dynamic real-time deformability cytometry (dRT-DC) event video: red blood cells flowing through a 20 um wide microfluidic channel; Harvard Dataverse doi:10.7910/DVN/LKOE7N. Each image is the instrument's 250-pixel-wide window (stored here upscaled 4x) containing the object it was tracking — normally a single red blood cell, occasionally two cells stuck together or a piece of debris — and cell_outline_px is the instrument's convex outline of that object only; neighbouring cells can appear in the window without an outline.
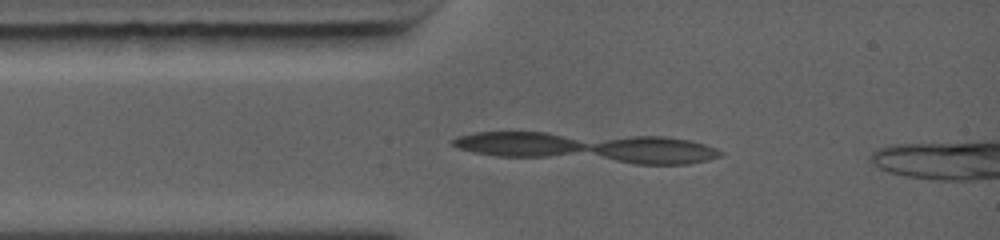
{"species": "common noctule bat (a hibernating species)", "species_latin": "Nyctalus noctula", "temperature_condition": "warm", "stored_images_in_passage": 50, "camera_frame_rate_fps": 5000, "um_per_image_px": 0.085, "animal": {"sex": "female", "body_mass_g": 19.0, "forearm_length_mm": 56.7}, "frame": {"image": 1, "passage_image": 1, "time_ms": 0.0, "image_size_px": [1000, 240], "cell_outline_px": [[708, 148], [696, 160], [668, 164], [648, 164], [628, 160], [612, 156], [600, 152], [596, 148], [604, 144], [616, 140], [684, 140]], "centroid_in_image_um": [55.56, 12.83], "position_along_channel_um": 29.4, "area_um2": 14.68}}
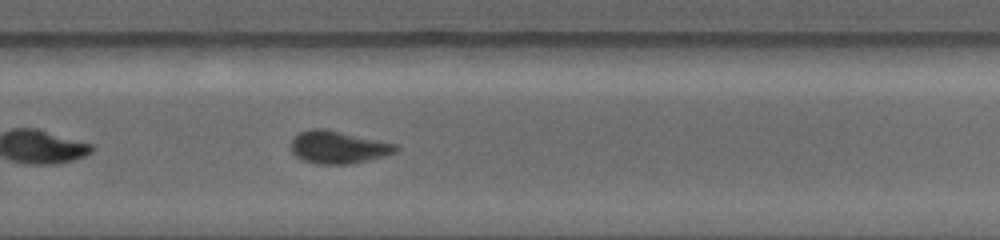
{"frame": {"image": 2, "passage_image": 43, "time_ms": 6.4, "image_size_px": [1000, 240], "cell_outline_px": [[396, 148], [392, 152], [380, 156], [364, 160], [344, 164], [320, 164], [308, 160], [300, 156], [292, 148], [292, 140], [300, 132], [308, 128], [324, 128], [392, 144]], "centroid_in_image_um": [28.66, 12.48], "position_along_channel_um": 301.1, "area_um2": 18.55}}
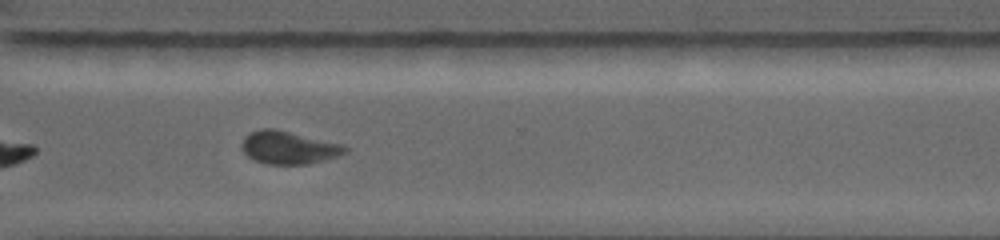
{"frame": {"image": 3, "passage_image": 49, "time_ms": 7.4, "image_size_px": [1000, 240], "cell_outline_px": [[348, 148], [344, 152], [308, 164], [268, 164], [256, 160], [248, 156], [244, 152], [244, 140], [252, 132], [260, 128], [276, 128], [336, 144]], "centroid_in_image_um": [24.46, 12.54], "position_along_channel_um": 346.1, "area_um2": 18.67}}